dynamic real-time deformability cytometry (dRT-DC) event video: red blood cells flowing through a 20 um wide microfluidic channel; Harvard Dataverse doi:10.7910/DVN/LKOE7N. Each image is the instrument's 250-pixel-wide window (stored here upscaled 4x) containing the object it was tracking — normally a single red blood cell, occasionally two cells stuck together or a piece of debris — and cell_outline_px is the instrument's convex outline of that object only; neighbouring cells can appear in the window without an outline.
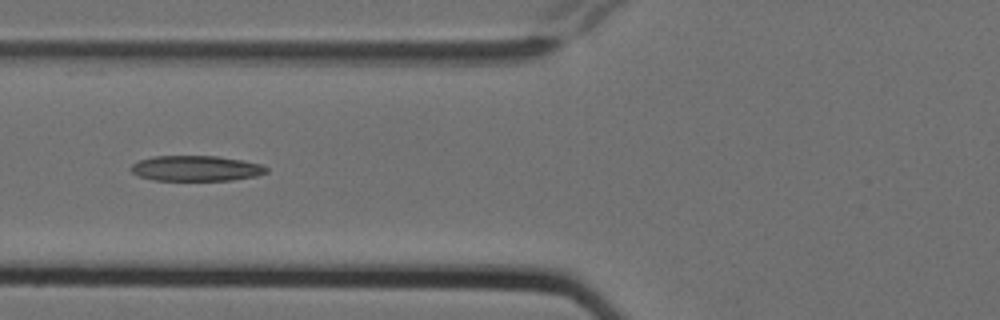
{"species": "Egyptian fruit bat (a non-hibernating species)", "species_latin": "Rousettus aegyptiacus", "temperature_condition": "cold", "stored_images_in_passage": 7, "camera_frame_rate_fps": 3000, "um_per_image_px": 0.085, "animal": {"sex": "female"}, "frame": {"image": 1, "passage_image": 6, "time_ms": 1.667, "image_size_px": [1000, 320], "cell_outline_px": [[268, 172], [256, 176], [232, 180], [152, 180], [136, 176], [128, 168], [132, 164], [140, 160], [152, 156], [216, 156], [244, 160], [260, 164], [268, 168]], "centroid_in_image_um": [16.63, 14.31], "position_along_channel_um": 109.2, "area_um2": 20.23}}